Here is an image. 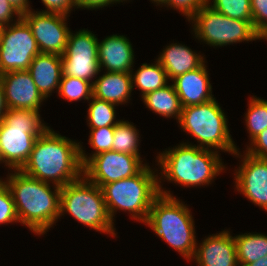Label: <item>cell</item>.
I'll use <instances>...</instances> for the list:
<instances>
[{
  "instance_id": "1",
  "label": "cell",
  "mask_w": 267,
  "mask_h": 266,
  "mask_svg": "<svg viewBox=\"0 0 267 266\" xmlns=\"http://www.w3.org/2000/svg\"><path fill=\"white\" fill-rule=\"evenodd\" d=\"M21 171L42 182L63 187L83 176L80 144L50 127L40 135Z\"/></svg>"
},
{
  "instance_id": "2",
  "label": "cell",
  "mask_w": 267,
  "mask_h": 266,
  "mask_svg": "<svg viewBox=\"0 0 267 266\" xmlns=\"http://www.w3.org/2000/svg\"><path fill=\"white\" fill-rule=\"evenodd\" d=\"M4 182L11 192L19 222L37 236L44 235L58 221L60 186L32 178L21 170H13Z\"/></svg>"
},
{
  "instance_id": "3",
  "label": "cell",
  "mask_w": 267,
  "mask_h": 266,
  "mask_svg": "<svg viewBox=\"0 0 267 266\" xmlns=\"http://www.w3.org/2000/svg\"><path fill=\"white\" fill-rule=\"evenodd\" d=\"M160 178L158 177L159 195L154 199L144 224L190 261L198 244L191 210L170 191L162 189Z\"/></svg>"
},
{
  "instance_id": "4",
  "label": "cell",
  "mask_w": 267,
  "mask_h": 266,
  "mask_svg": "<svg viewBox=\"0 0 267 266\" xmlns=\"http://www.w3.org/2000/svg\"><path fill=\"white\" fill-rule=\"evenodd\" d=\"M218 153L183 142L159 152L156 161L163 179L184 187L206 186L226 168Z\"/></svg>"
},
{
  "instance_id": "5",
  "label": "cell",
  "mask_w": 267,
  "mask_h": 266,
  "mask_svg": "<svg viewBox=\"0 0 267 266\" xmlns=\"http://www.w3.org/2000/svg\"><path fill=\"white\" fill-rule=\"evenodd\" d=\"M42 121L39 111L8 109L0 121V163L21 170L36 139L50 127Z\"/></svg>"
},
{
  "instance_id": "6",
  "label": "cell",
  "mask_w": 267,
  "mask_h": 266,
  "mask_svg": "<svg viewBox=\"0 0 267 266\" xmlns=\"http://www.w3.org/2000/svg\"><path fill=\"white\" fill-rule=\"evenodd\" d=\"M148 164L136 175L101 187L108 214L114 221L117 210L145 223L154 199L159 195L158 175ZM156 174V175H155Z\"/></svg>"
},
{
  "instance_id": "7",
  "label": "cell",
  "mask_w": 267,
  "mask_h": 266,
  "mask_svg": "<svg viewBox=\"0 0 267 266\" xmlns=\"http://www.w3.org/2000/svg\"><path fill=\"white\" fill-rule=\"evenodd\" d=\"M65 212L84 226L116 237L101 188L84 176L61 187L60 217Z\"/></svg>"
},
{
  "instance_id": "8",
  "label": "cell",
  "mask_w": 267,
  "mask_h": 266,
  "mask_svg": "<svg viewBox=\"0 0 267 266\" xmlns=\"http://www.w3.org/2000/svg\"><path fill=\"white\" fill-rule=\"evenodd\" d=\"M227 121L224 110L214 98L203 104L183 107L177 123L197 140V146L234 155L239 148L231 138Z\"/></svg>"
},
{
  "instance_id": "9",
  "label": "cell",
  "mask_w": 267,
  "mask_h": 266,
  "mask_svg": "<svg viewBox=\"0 0 267 266\" xmlns=\"http://www.w3.org/2000/svg\"><path fill=\"white\" fill-rule=\"evenodd\" d=\"M189 22L194 24L192 27L195 37L213 47L262 39L249 21L232 19L207 4Z\"/></svg>"
},
{
  "instance_id": "10",
  "label": "cell",
  "mask_w": 267,
  "mask_h": 266,
  "mask_svg": "<svg viewBox=\"0 0 267 266\" xmlns=\"http://www.w3.org/2000/svg\"><path fill=\"white\" fill-rule=\"evenodd\" d=\"M31 28L21 17L4 27L0 41V75L11 71L28 70L40 54Z\"/></svg>"
},
{
  "instance_id": "11",
  "label": "cell",
  "mask_w": 267,
  "mask_h": 266,
  "mask_svg": "<svg viewBox=\"0 0 267 266\" xmlns=\"http://www.w3.org/2000/svg\"><path fill=\"white\" fill-rule=\"evenodd\" d=\"M98 38L88 29L75 34L70 31L65 52L61 56L64 76L91 82L101 72L98 61Z\"/></svg>"
},
{
  "instance_id": "12",
  "label": "cell",
  "mask_w": 267,
  "mask_h": 266,
  "mask_svg": "<svg viewBox=\"0 0 267 266\" xmlns=\"http://www.w3.org/2000/svg\"><path fill=\"white\" fill-rule=\"evenodd\" d=\"M141 160V157L128 153L104 151L83 165V176L101 188L107 183L138 174L147 165Z\"/></svg>"
},
{
  "instance_id": "13",
  "label": "cell",
  "mask_w": 267,
  "mask_h": 266,
  "mask_svg": "<svg viewBox=\"0 0 267 266\" xmlns=\"http://www.w3.org/2000/svg\"><path fill=\"white\" fill-rule=\"evenodd\" d=\"M21 17L31 28L41 53L63 55L71 31L65 22L68 15L30 10Z\"/></svg>"
},
{
  "instance_id": "14",
  "label": "cell",
  "mask_w": 267,
  "mask_h": 266,
  "mask_svg": "<svg viewBox=\"0 0 267 266\" xmlns=\"http://www.w3.org/2000/svg\"><path fill=\"white\" fill-rule=\"evenodd\" d=\"M243 153L237 150L233 155L243 157L234 173L236 190L267 212V159Z\"/></svg>"
},
{
  "instance_id": "15",
  "label": "cell",
  "mask_w": 267,
  "mask_h": 266,
  "mask_svg": "<svg viewBox=\"0 0 267 266\" xmlns=\"http://www.w3.org/2000/svg\"><path fill=\"white\" fill-rule=\"evenodd\" d=\"M0 80L8 109L39 111L41 103L46 100L28 70L3 73Z\"/></svg>"
},
{
  "instance_id": "16",
  "label": "cell",
  "mask_w": 267,
  "mask_h": 266,
  "mask_svg": "<svg viewBox=\"0 0 267 266\" xmlns=\"http://www.w3.org/2000/svg\"><path fill=\"white\" fill-rule=\"evenodd\" d=\"M193 259L198 266H239L236 242L228 230L204 239L196 246Z\"/></svg>"
},
{
  "instance_id": "17",
  "label": "cell",
  "mask_w": 267,
  "mask_h": 266,
  "mask_svg": "<svg viewBox=\"0 0 267 266\" xmlns=\"http://www.w3.org/2000/svg\"><path fill=\"white\" fill-rule=\"evenodd\" d=\"M205 63L172 79L182 107L203 104L215 98Z\"/></svg>"
},
{
  "instance_id": "18",
  "label": "cell",
  "mask_w": 267,
  "mask_h": 266,
  "mask_svg": "<svg viewBox=\"0 0 267 266\" xmlns=\"http://www.w3.org/2000/svg\"><path fill=\"white\" fill-rule=\"evenodd\" d=\"M98 61L100 71L131 73L134 51L130 40L123 35L107 36L98 42Z\"/></svg>"
},
{
  "instance_id": "19",
  "label": "cell",
  "mask_w": 267,
  "mask_h": 266,
  "mask_svg": "<svg viewBox=\"0 0 267 266\" xmlns=\"http://www.w3.org/2000/svg\"><path fill=\"white\" fill-rule=\"evenodd\" d=\"M28 71L42 96L47 99L51 93L58 91L62 70L60 55L40 53L31 62Z\"/></svg>"
},
{
  "instance_id": "20",
  "label": "cell",
  "mask_w": 267,
  "mask_h": 266,
  "mask_svg": "<svg viewBox=\"0 0 267 266\" xmlns=\"http://www.w3.org/2000/svg\"><path fill=\"white\" fill-rule=\"evenodd\" d=\"M93 96L115 105L128 103L132 92L131 73L107 72L96 77Z\"/></svg>"
},
{
  "instance_id": "21",
  "label": "cell",
  "mask_w": 267,
  "mask_h": 266,
  "mask_svg": "<svg viewBox=\"0 0 267 266\" xmlns=\"http://www.w3.org/2000/svg\"><path fill=\"white\" fill-rule=\"evenodd\" d=\"M204 56L192 51L191 48L177 43L166 46L156 59L164 68L170 81L178 75L200 67Z\"/></svg>"
},
{
  "instance_id": "22",
  "label": "cell",
  "mask_w": 267,
  "mask_h": 266,
  "mask_svg": "<svg viewBox=\"0 0 267 266\" xmlns=\"http://www.w3.org/2000/svg\"><path fill=\"white\" fill-rule=\"evenodd\" d=\"M142 100L153 113L179 121L183 107L173 84L145 94Z\"/></svg>"
},
{
  "instance_id": "23",
  "label": "cell",
  "mask_w": 267,
  "mask_h": 266,
  "mask_svg": "<svg viewBox=\"0 0 267 266\" xmlns=\"http://www.w3.org/2000/svg\"><path fill=\"white\" fill-rule=\"evenodd\" d=\"M155 63H143L134 74L131 72L132 89L136 85L141 90V97L169 84L166 71L157 60Z\"/></svg>"
},
{
  "instance_id": "24",
  "label": "cell",
  "mask_w": 267,
  "mask_h": 266,
  "mask_svg": "<svg viewBox=\"0 0 267 266\" xmlns=\"http://www.w3.org/2000/svg\"><path fill=\"white\" fill-rule=\"evenodd\" d=\"M239 266H246L267 255V235L244 233L234 236Z\"/></svg>"
},
{
  "instance_id": "25",
  "label": "cell",
  "mask_w": 267,
  "mask_h": 266,
  "mask_svg": "<svg viewBox=\"0 0 267 266\" xmlns=\"http://www.w3.org/2000/svg\"><path fill=\"white\" fill-rule=\"evenodd\" d=\"M139 130L129 121L119 120L114 126V141L112 151L128 153L140 157Z\"/></svg>"
},
{
  "instance_id": "26",
  "label": "cell",
  "mask_w": 267,
  "mask_h": 266,
  "mask_svg": "<svg viewBox=\"0 0 267 266\" xmlns=\"http://www.w3.org/2000/svg\"><path fill=\"white\" fill-rule=\"evenodd\" d=\"M89 101L87 121L90 129H97L106 126H115L119 121L116 120V106L105 100L92 96Z\"/></svg>"
},
{
  "instance_id": "27",
  "label": "cell",
  "mask_w": 267,
  "mask_h": 266,
  "mask_svg": "<svg viewBox=\"0 0 267 266\" xmlns=\"http://www.w3.org/2000/svg\"><path fill=\"white\" fill-rule=\"evenodd\" d=\"M245 123L250 141L267 128V101L252 96L245 114Z\"/></svg>"
},
{
  "instance_id": "28",
  "label": "cell",
  "mask_w": 267,
  "mask_h": 266,
  "mask_svg": "<svg viewBox=\"0 0 267 266\" xmlns=\"http://www.w3.org/2000/svg\"><path fill=\"white\" fill-rule=\"evenodd\" d=\"M58 94L70 102L82 99L89 101L93 96V84L80 78L62 74Z\"/></svg>"
},
{
  "instance_id": "29",
  "label": "cell",
  "mask_w": 267,
  "mask_h": 266,
  "mask_svg": "<svg viewBox=\"0 0 267 266\" xmlns=\"http://www.w3.org/2000/svg\"><path fill=\"white\" fill-rule=\"evenodd\" d=\"M207 5L232 19L249 21L252 24L250 0H207Z\"/></svg>"
},
{
  "instance_id": "30",
  "label": "cell",
  "mask_w": 267,
  "mask_h": 266,
  "mask_svg": "<svg viewBox=\"0 0 267 266\" xmlns=\"http://www.w3.org/2000/svg\"><path fill=\"white\" fill-rule=\"evenodd\" d=\"M114 141V126H106L97 129L90 130L89 144L95 152L91 153L89 156L83 150L82 145H80V160L82 165H84L92 156H95L104 151H112V145Z\"/></svg>"
},
{
  "instance_id": "31",
  "label": "cell",
  "mask_w": 267,
  "mask_h": 266,
  "mask_svg": "<svg viewBox=\"0 0 267 266\" xmlns=\"http://www.w3.org/2000/svg\"><path fill=\"white\" fill-rule=\"evenodd\" d=\"M19 222L14 201L7 184L0 179V224Z\"/></svg>"
},
{
  "instance_id": "32",
  "label": "cell",
  "mask_w": 267,
  "mask_h": 266,
  "mask_svg": "<svg viewBox=\"0 0 267 266\" xmlns=\"http://www.w3.org/2000/svg\"><path fill=\"white\" fill-rule=\"evenodd\" d=\"M254 30L267 40V0H250Z\"/></svg>"
},
{
  "instance_id": "33",
  "label": "cell",
  "mask_w": 267,
  "mask_h": 266,
  "mask_svg": "<svg viewBox=\"0 0 267 266\" xmlns=\"http://www.w3.org/2000/svg\"><path fill=\"white\" fill-rule=\"evenodd\" d=\"M205 4H207V0H167L164 6L179 10L189 21Z\"/></svg>"
},
{
  "instance_id": "34",
  "label": "cell",
  "mask_w": 267,
  "mask_h": 266,
  "mask_svg": "<svg viewBox=\"0 0 267 266\" xmlns=\"http://www.w3.org/2000/svg\"><path fill=\"white\" fill-rule=\"evenodd\" d=\"M250 143L249 146L247 145L246 153L258 158L267 159V128Z\"/></svg>"
},
{
  "instance_id": "35",
  "label": "cell",
  "mask_w": 267,
  "mask_h": 266,
  "mask_svg": "<svg viewBox=\"0 0 267 266\" xmlns=\"http://www.w3.org/2000/svg\"><path fill=\"white\" fill-rule=\"evenodd\" d=\"M44 6H46L45 10L41 12H50V13H61L64 15H69L71 13L72 8H77L75 4V0H41Z\"/></svg>"
},
{
  "instance_id": "36",
  "label": "cell",
  "mask_w": 267,
  "mask_h": 266,
  "mask_svg": "<svg viewBox=\"0 0 267 266\" xmlns=\"http://www.w3.org/2000/svg\"><path fill=\"white\" fill-rule=\"evenodd\" d=\"M14 16L21 18V14L16 11L7 0H0V24L4 27L13 22Z\"/></svg>"
},
{
  "instance_id": "37",
  "label": "cell",
  "mask_w": 267,
  "mask_h": 266,
  "mask_svg": "<svg viewBox=\"0 0 267 266\" xmlns=\"http://www.w3.org/2000/svg\"><path fill=\"white\" fill-rule=\"evenodd\" d=\"M120 0H75L77 8L94 10L106 7L110 4L120 3Z\"/></svg>"
},
{
  "instance_id": "38",
  "label": "cell",
  "mask_w": 267,
  "mask_h": 266,
  "mask_svg": "<svg viewBox=\"0 0 267 266\" xmlns=\"http://www.w3.org/2000/svg\"><path fill=\"white\" fill-rule=\"evenodd\" d=\"M8 3L16 10L18 11L21 15L27 13L32 9L29 7V0H7Z\"/></svg>"
},
{
  "instance_id": "39",
  "label": "cell",
  "mask_w": 267,
  "mask_h": 266,
  "mask_svg": "<svg viewBox=\"0 0 267 266\" xmlns=\"http://www.w3.org/2000/svg\"><path fill=\"white\" fill-rule=\"evenodd\" d=\"M7 111H8V108L5 102L4 87L0 80V121L3 119V116L5 115Z\"/></svg>"
},
{
  "instance_id": "40",
  "label": "cell",
  "mask_w": 267,
  "mask_h": 266,
  "mask_svg": "<svg viewBox=\"0 0 267 266\" xmlns=\"http://www.w3.org/2000/svg\"><path fill=\"white\" fill-rule=\"evenodd\" d=\"M246 266H267V255L259 258L258 260L248 263Z\"/></svg>"
},
{
  "instance_id": "41",
  "label": "cell",
  "mask_w": 267,
  "mask_h": 266,
  "mask_svg": "<svg viewBox=\"0 0 267 266\" xmlns=\"http://www.w3.org/2000/svg\"><path fill=\"white\" fill-rule=\"evenodd\" d=\"M152 2L156 3L157 5H164L167 0H151Z\"/></svg>"
},
{
  "instance_id": "42",
  "label": "cell",
  "mask_w": 267,
  "mask_h": 266,
  "mask_svg": "<svg viewBox=\"0 0 267 266\" xmlns=\"http://www.w3.org/2000/svg\"><path fill=\"white\" fill-rule=\"evenodd\" d=\"M3 30H4V26L0 24V41H1V38H2Z\"/></svg>"
}]
</instances>
